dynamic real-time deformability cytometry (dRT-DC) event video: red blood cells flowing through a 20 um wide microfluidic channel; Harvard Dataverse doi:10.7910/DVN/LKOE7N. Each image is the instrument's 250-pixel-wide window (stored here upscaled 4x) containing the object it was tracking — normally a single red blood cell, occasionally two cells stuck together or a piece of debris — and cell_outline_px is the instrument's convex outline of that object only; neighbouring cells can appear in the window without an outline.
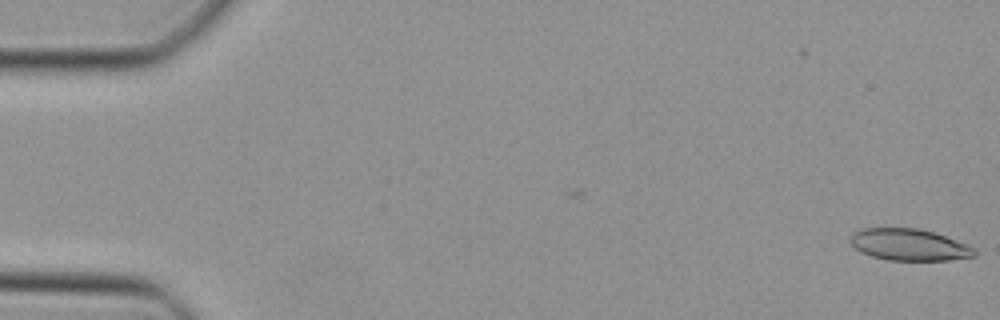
{"species": "Egyptian fruit bat (a non-hibernating species)", "species_latin": "Rousettus aegyptiacus", "temperature_condition": "cold", "stored_images_in_passage": 37, "camera_frame_rate_fps": 3000, "um_per_image_px": 0.085, "animal": {"sex": "female"}, "frame": {"image": 1, "passage_image": 1, "time_ms": 0.0, "image_size_px": [1000, 320], "cell_outline_px": [[976, 256], [948, 260], [888, 260], [872, 256], [860, 252], [848, 240], [852, 232], [860, 228], [916, 228], [932, 232], [968, 244], [976, 248]], "centroid_in_image_um": [77.26, 20.8], "position_along_channel_um": 7.7, "area_um2": 23.0}}
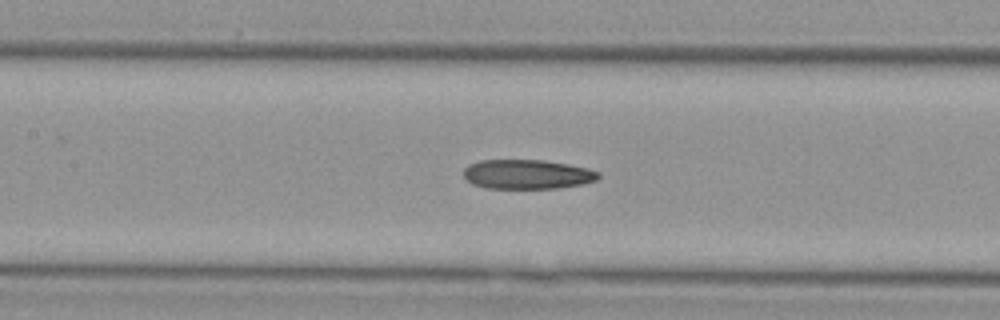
{"frame": {"image": 2, "passage_image": 22, "time_ms": 7.0, "image_size_px": [1000, 320], "cell_outline_px": [[600, 176], [596, 180], [584, 184], [556, 188], [484, 188], [472, 184], [464, 176], [464, 168], [468, 164], [480, 160], [544, 160], [568, 164], [588, 168], [600, 172]], "centroid_in_image_um": [44.82, 14.81], "position_along_channel_um": 162.6, "area_um2": 23.24}}
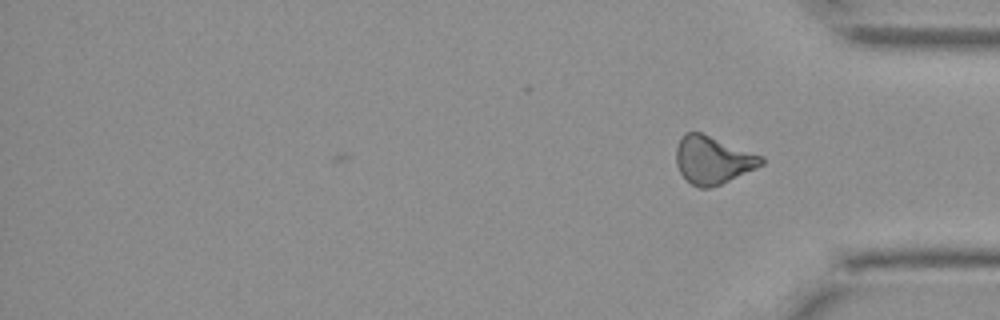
{"frame": {"image": 3, "passage_image": 37, "time_ms": 12.0, "image_size_px": [1000, 320], "cell_outline_px": [[764, 164], [756, 168], [720, 184], [708, 188], [700, 188], [692, 184], [680, 172], [676, 164], [676, 148], [684, 132], [700, 132], [764, 156]], "centroid_in_image_um": [60.59, 13.59], "position_along_channel_um": 374.6, "area_um2": 23.47}}